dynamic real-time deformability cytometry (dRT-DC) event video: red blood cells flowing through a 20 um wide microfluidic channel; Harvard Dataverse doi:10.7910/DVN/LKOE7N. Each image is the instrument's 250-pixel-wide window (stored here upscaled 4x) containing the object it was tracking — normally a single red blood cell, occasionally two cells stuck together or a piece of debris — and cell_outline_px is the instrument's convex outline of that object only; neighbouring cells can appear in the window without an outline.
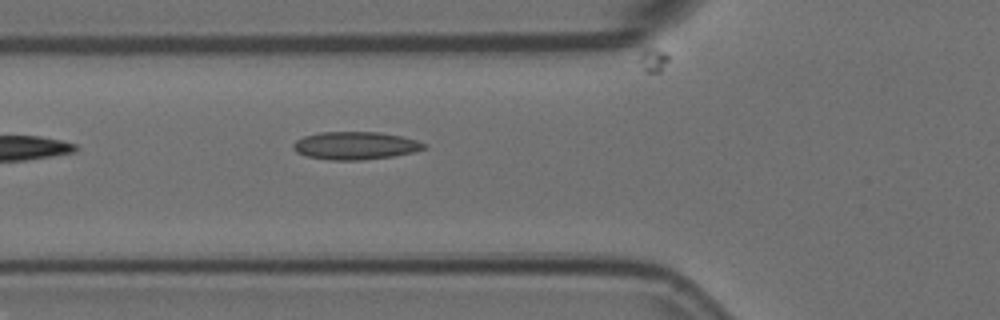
{"species": "Egyptian fruit bat (a non-hibernating species)", "species_latin": "Rousettus aegyptiacus", "temperature_condition": "room temperature", "stored_images_in_passage": 5, "camera_frame_rate_fps": 3000, "um_per_image_px": 0.085, "animal": {"sex": "female"}, "frame": {"image": 1, "passage_image": 5, "time_ms": 1.333, "image_size_px": [1000, 320], "cell_outline_px": [[428, 144], [424, 148], [412, 152], [392, 156], [360, 160], [332, 160], [308, 156], [296, 152], [292, 148], [292, 144], [296, 140], [304, 136], [320, 132], [380, 132], [400, 136], [416, 140]], "centroid_in_image_um": [30.17, 12.37], "position_along_channel_um": 95.6, "area_um2": 21.04}}